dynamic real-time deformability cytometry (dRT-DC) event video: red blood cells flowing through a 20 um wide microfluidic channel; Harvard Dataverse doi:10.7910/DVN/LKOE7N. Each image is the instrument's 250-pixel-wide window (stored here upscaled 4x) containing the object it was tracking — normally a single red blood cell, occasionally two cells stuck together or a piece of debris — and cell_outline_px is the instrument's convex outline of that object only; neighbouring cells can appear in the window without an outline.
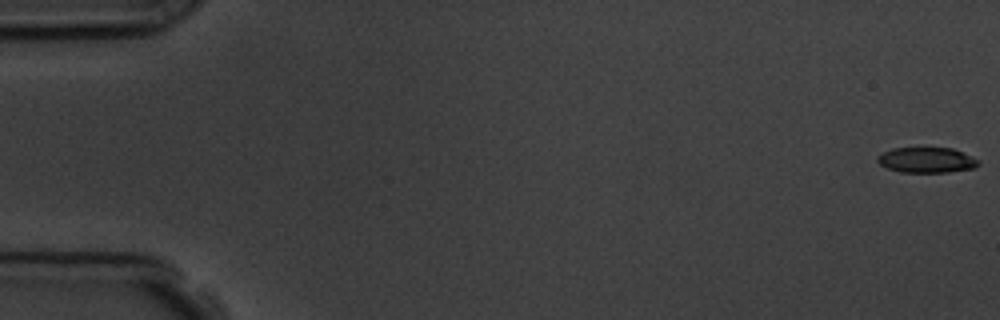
{"species": "common noctule bat (a hibernating species)", "species_latin": "Nyctalus noctula", "temperature_condition": "room temperature", "stored_images_in_passage": 5, "camera_frame_rate_fps": 3000, "um_per_image_px": 0.085, "animal": {"sex": "male", "body_mass_g": 19.5, "forearm_length_mm": 54.6}, "frame": {"image": 1, "passage_image": 1, "time_ms": 0.0, "image_size_px": [1000, 320], "cell_outline_px": [[980, 164], [976, 168], [948, 172], [900, 172], [888, 168], [880, 164], [876, 160], [876, 156], [892, 148], [952, 148], [980, 160]], "centroid_in_image_um": [78.78, 13.61], "position_along_channel_um": 6.2, "area_um2": 14.97}}
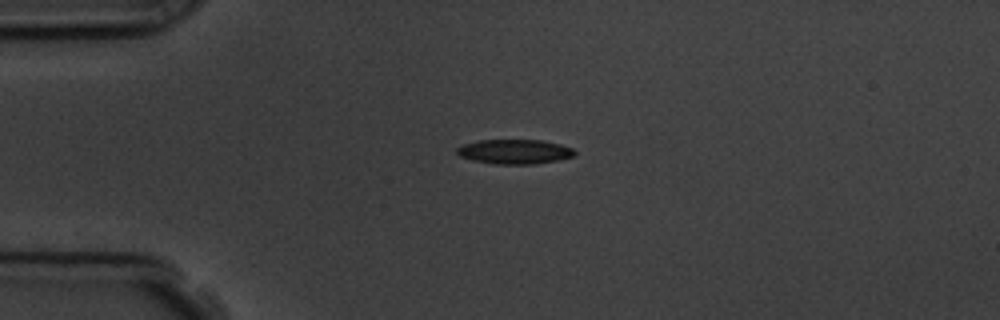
{"frame": {"image": 2, "passage_image": 4, "time_ms": 4.333, "image_size_px": [1000, 320], "cell_outline_px": [[576, 152], [572, 156], [556, 160], [532, 164], [492, 164], [472, 160], [460, 156], [456, 152], [456, 148], [464, 144], [476, 140], [540, 140], [560, 144], [572, 148]], "centroid_in_image_um": [43.69, 12.88], "position_along_channel_um": 41.3, "area_um2": 16.76}}